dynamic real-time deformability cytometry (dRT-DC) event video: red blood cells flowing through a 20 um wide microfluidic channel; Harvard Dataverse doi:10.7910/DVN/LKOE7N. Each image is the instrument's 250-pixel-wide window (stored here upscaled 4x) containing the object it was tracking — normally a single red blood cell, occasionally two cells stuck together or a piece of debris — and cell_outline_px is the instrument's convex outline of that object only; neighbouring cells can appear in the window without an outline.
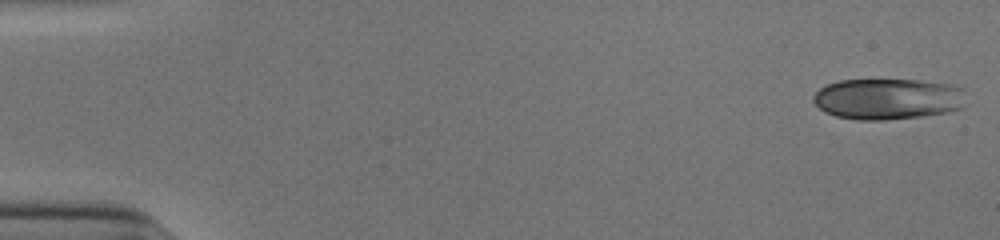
{"species": "human", "species_latin": "Homo sapiens", "temperature_condition": "cold", "stored_images_in_passage": 52, "camera_frame_rate_fps": 3000, "um_per_image_px": 0.085, "donor": {"sex": "male"}, "frame": {"image": 1, "passage_image": 1, "time_ms": 0.0, "image_size_px": [1000, 240], "cell_outline_px": [[964, 108], [948, 112], [920, 116], [884, 120], [856, 120], [836, 116], [824, 112], [812, 100], [812, 96], [820, 88], [828, 84], [840, 80], [920, 80], [948, 84], [964, 88]], "centroid_in_image_um": [75.47, 8.41], "position_along_channel_um": 9.5, "area_um2": 36.7}}
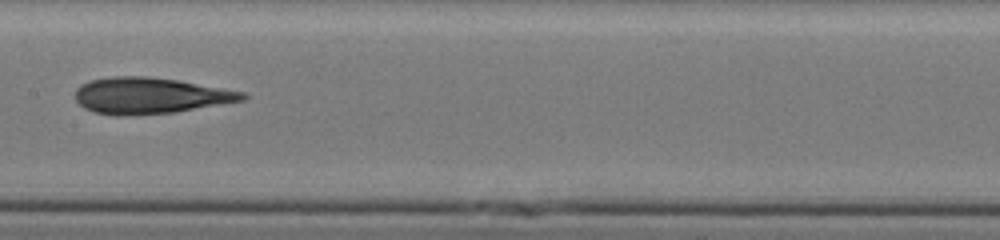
{"frame": {"image": 2, "passage_image": 27, "time_ms": 8.667, "image_size_px": [1000, 240], "cell_outline_px": [[248, 96], [244, 100], [176, 112], [96, 112], [84, 108], [76, 100], [76, 88], [80, 84], [88, 80], [112, 76], [148, 76], [180, 80], [244, 92]], "centroid_in_image_um": [12.8, 8.06], "position_along_channel_um": 194.6, "area_um2": 34.16}}
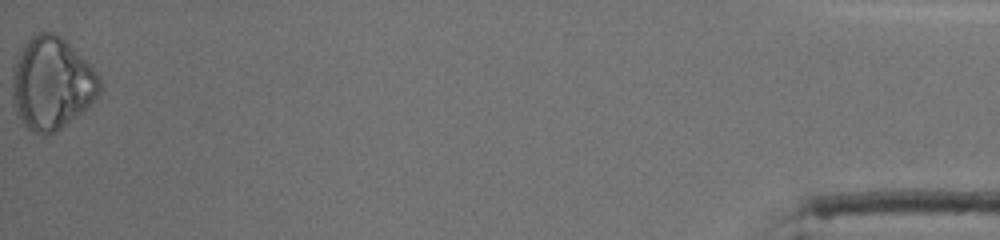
{"frame": {"image": 3, "passage_image": 52, "time_ms": 17.0, "image_size_px": [1000, 240], "cell_outline_px": [[100, 92], [92, 104], [56, 132], [44, 136], [32, 132], [24, 124], [16, 112], [12, 100], [12, 72], [16, 56], [24, 44], [32, 36], [40, 32], [52, 32], [60, 36], [100, 76]], "centroid_in_image_um": [4.37, 7.12], "position_along_channel_um": 430.8, "area_um2": 46.93}, "authors_computed_cell_mechanics": {"area_um2": 36.4718, "velocity_mm_per_s": 3.9405, "shape_relaxation_time_tau1_ms": null, "shape_relaxation_time_tau2_ms": 7.774, "deformation_change_tau1": null, "deformation_change_tau2": 0.1757}}